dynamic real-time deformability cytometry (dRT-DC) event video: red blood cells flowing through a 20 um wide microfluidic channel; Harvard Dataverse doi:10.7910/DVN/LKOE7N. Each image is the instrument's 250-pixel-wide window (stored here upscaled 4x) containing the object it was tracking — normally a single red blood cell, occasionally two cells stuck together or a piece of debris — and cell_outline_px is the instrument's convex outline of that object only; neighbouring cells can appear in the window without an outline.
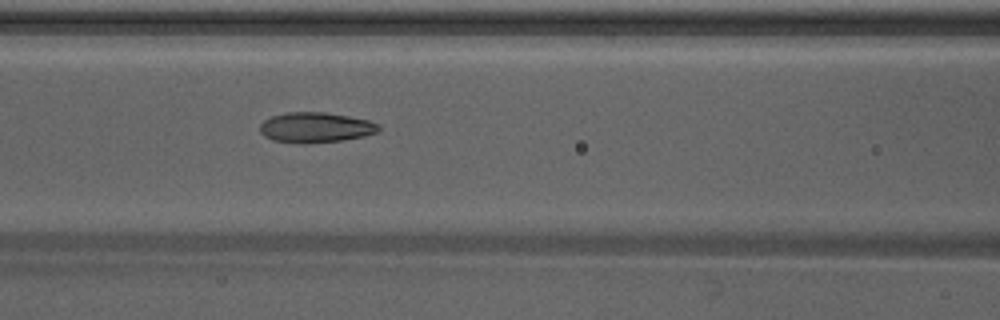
{"species": "Egyptian fruit bat (a non-hibernating species)", "species_latin": "Rousettus aegyptiacus", "temperature_condition": "warm", "stored_images_in_passage": 49, "camera_frame_rate_fps": 3000, "um_per_image_px": 0.085, "animal": {"sex": "male"}, "frame": {"image": 1, "passage_image": 22, "time_ms": 7.0, "image_size_px": [1000, 320], "cell_outline_px": [[380, 128], [376, 132], [364, 136], [344, 140], [308, 144], [300, 144], [272, 140], [264, 136], [260, 132], [260, 124], [264, 120], [272, 116], [284, 112], [324, 112], [348, 116], [368, 120], [376, 124]], "centroid_in_image_um": [26.77, 10.84], "position_along_channel_um": 139.8, "area_um2": 21.04}}
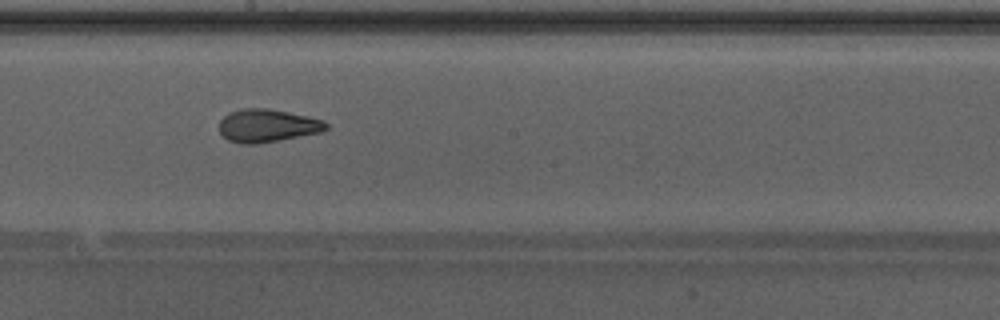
{"frame": {"image": 2, "passage_image": 28, "time_ms": 9.0, "image_size_px": [1000, 320], "cell_outline_px": [[328, 128], [320, 132], [256, 144], [240, 144], [228, 140], [220, 132], [220, 120], [228, 112], [240, 108], [268, 108], [308, 116], [324, 120], [328, 124]], "centroid_in_image_um": [22.7, 10.67], "position_along_channel_um": 225.5, "area_um2": 20.52}, "authors_computed_cell_mechanics": {"area_um2": 21.5594, "velocity_mm_per_s": 4.2948, "shape_relaxation_time_tau1_ms": 6.7918, "shape_relaxation_time_tau2_ms": 1.9622, "deformation_change_tau1": 0.1997, "deformation_change_tau2": 0.0864}}